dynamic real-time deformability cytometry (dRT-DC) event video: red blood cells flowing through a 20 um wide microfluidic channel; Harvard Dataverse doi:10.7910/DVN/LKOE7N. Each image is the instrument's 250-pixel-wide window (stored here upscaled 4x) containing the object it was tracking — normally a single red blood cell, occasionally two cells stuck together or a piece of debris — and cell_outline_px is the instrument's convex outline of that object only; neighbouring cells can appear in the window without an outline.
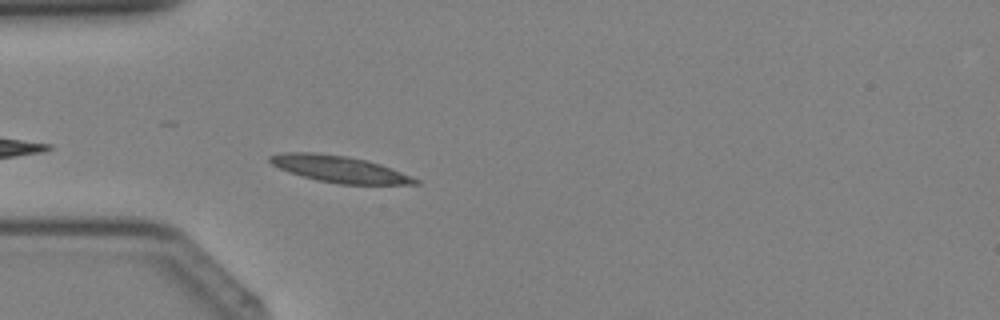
{"species": "Egyptian fruit bat (a non-hibernating species)", "species_latin": "Rousettus aegyptiacus", "temperature_condition": "cold", "stored_images_in_passage": 29, "camera_frame_rate_fps": 3000, "um_per_image_px": 0.085, "animal": {"sex": "female"}, "frame": {"image": 1, "passage_image": 2, "time_ms": 0.333, "image_size_px": [1000, 320], "cell_outline_px": [[420, 184], [340, 184], [316, 180], [288, 172], [272, 164], [268, 160], [268, 156], [284, 152], [312, 152], [348, 156], [380, 164], [420, 180]], "centroid_in_image_um": [28.8, 14.37], "position_along_channel_um": 56.2, "area_um2": 22.31}}
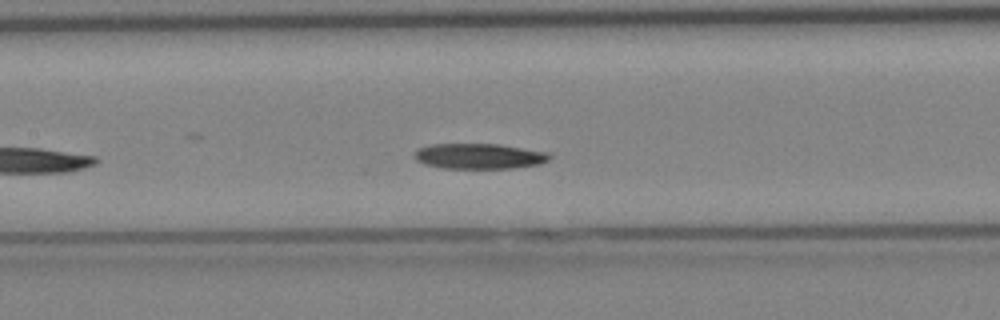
{"frame": {"image": 2, "passage_image": 9, "time_ms": 2.667, "image_size_px": [1000, 320], "cell_outline_px": [[552, 156], [548, 160], [540, 164], [512, 168], [440, 168], [424, 164], [416, 160], [416, 148], [432, 144], [500, 144], [552, 152]], "centroid_in_image_um": [40.78, 13.27], "position_along_channel_um": 166.6, "area_um2": 20.23}}
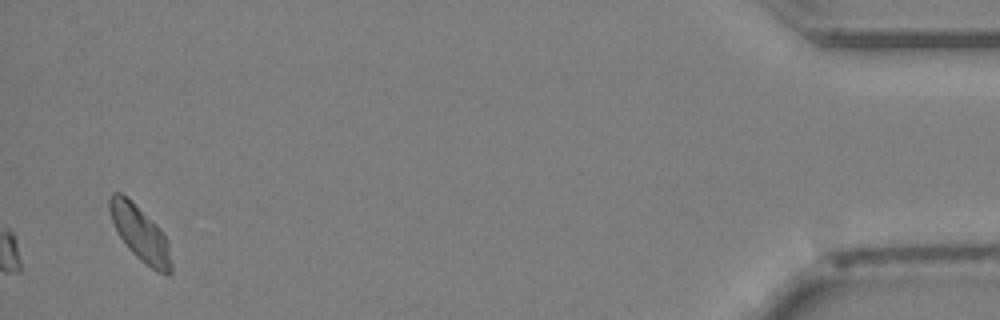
{"frame": {"image": 3, "passage_image": 29, "time_ms": 9.333, "image_size_px": [1000, 320], "cell_outline_px": [[172, 272], [168, 276], [156, 272], [140, 260], [128, 248], [120, 236], [112, 220], [108, 208], [108, 196], [112, 192], [120, 192], [156, 224], [160, 228], [168, 244], [172, 264]], "centroid_in_image_um": [11.92, 19.89], "position_along_channel_um": 423.3, "area_um2": 19.48}}